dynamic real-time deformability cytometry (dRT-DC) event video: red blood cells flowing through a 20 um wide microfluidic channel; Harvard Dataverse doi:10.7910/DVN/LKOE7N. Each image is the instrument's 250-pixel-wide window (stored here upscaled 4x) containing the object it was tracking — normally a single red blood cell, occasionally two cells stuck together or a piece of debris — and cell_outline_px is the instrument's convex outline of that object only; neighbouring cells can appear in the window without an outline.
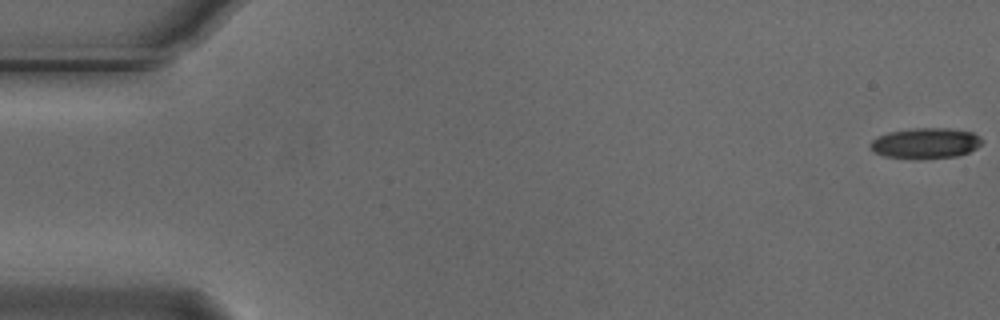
{"species": "Egyptian fruit bat (a non-hibernating species)", "species_latin": "Rousettus aegyptiacus", "temperature_condition": "cold", "stored_images_in_passage": 7, "camera_frame_rate_fps": 3000, "um_per_image_px": 0.085, "animal": {"sex": "male"}, "frame": {"image": 1, "passage_image": 1, "time_ms": 0.0, "image_size_px": [1000, 320], "cell_outline_px": [[984, 140], [976, 148], [968, 152], [956, 156], [884, 156], [876, 152], [868, 144], [872, 140], [888, 132], [912, 128], [948, 128], [972, 132], [980, 136]], "centroid_in_image_um": [78.71, 12.11], "position_along_channel_um": 6.3, "area_um2": 19.02}}